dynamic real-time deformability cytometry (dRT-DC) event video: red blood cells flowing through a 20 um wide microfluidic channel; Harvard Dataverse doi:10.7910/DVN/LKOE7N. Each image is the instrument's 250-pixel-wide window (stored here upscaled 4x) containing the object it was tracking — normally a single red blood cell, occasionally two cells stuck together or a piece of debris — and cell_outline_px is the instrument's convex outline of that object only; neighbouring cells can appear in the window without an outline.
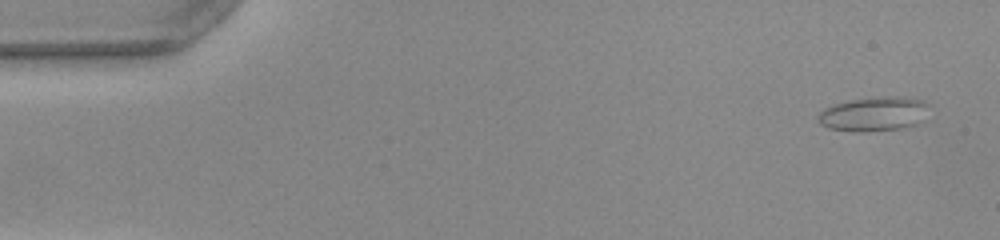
{"species": "common noctule bat (a hibernating species)", "species_latin": "Nyctalus noctula", "temperature_condition": "warm", "stored_images_in_passage": 52, "camera_frame_rate_fps": 3000, "um_per_image_px": 0.085, "animal": {"sex": "female", "body_mass_g": 22.0, "forearm_length_mm": 56.7}, "frame": {"image": 1, "passage_image": 3, "time_ms": 0.667, "image_size_px": [1000, 240], "cell_outline_px": [[928, 104], [924, 120], [916, 124], [900, 128], [868, 132], [852, 132], [828, 128], [820, 124], [816, 120], [816, 116], [824, 108], [836, 104], [852, 100], [884, 96], [900, 96], [924, 100]], "centroid_in_image_um": [74.26, 9.7], "position_along_channel_um": 10.7, "area_um2": 22.37}}
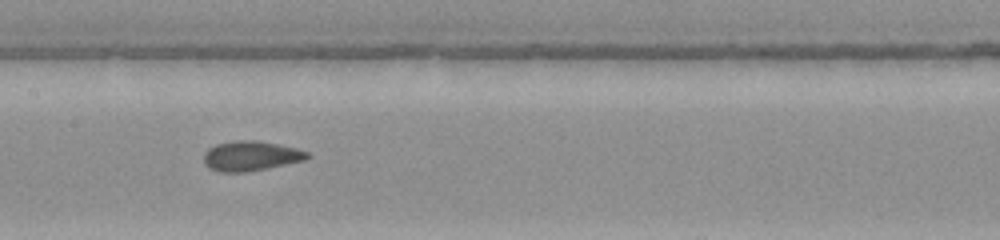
{"frame": {"image": 2, "passage_image": 26, "time_ms": 8.333, "image_size_px": [1000, 240], "cell_outline_px": [[312, 156], [304, 160], [268, 168], [244, 172], [220, 172], [208, 168], [204, 164], [204, 152], [208, 148], [216, 144], [236, 140], [256, 140], [296, 148], [308, 152]], "centroid_in_image_um": [21.29, 13.26], "position_along_channel_um": 186.1, "area_um2": 18.03}}
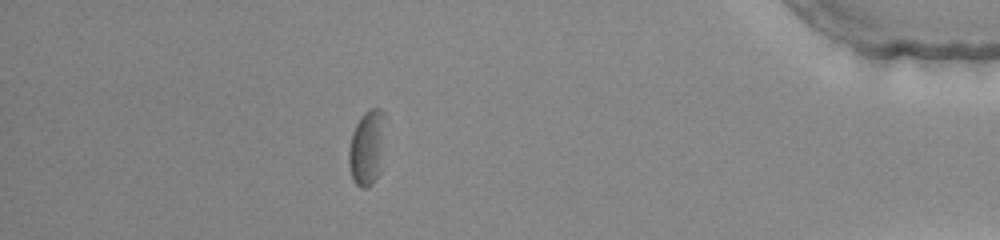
{"frame": {"image": 3, "passage_image": 46, "time_ms": 15.0, "image_size_px": [1000, 240], "cell_outline_px": [[388, 116], [380, 172], [372, 184], [364, 188], [360, 188], [352, 180], [348, 164], [348, 152], [352, 132], [360, 116], [368, 108], [380, 108]], "centroid_in_image_um": [31.23, 12.49], "position_along_channel_um": 404.0, "area_um2": 16.82}, "authors_computed_cell_mechanics": {"area_um2": 17.918, "velocity_mm_per_s": 3.9632, "shape_relaxation_time_tau1_ms": 4.6105, "shape_relaxation_time_tau2_ms": 1.2928, "deformation_change_tau1": 0.1377, "deformation_change_tau2": 0.0702}}